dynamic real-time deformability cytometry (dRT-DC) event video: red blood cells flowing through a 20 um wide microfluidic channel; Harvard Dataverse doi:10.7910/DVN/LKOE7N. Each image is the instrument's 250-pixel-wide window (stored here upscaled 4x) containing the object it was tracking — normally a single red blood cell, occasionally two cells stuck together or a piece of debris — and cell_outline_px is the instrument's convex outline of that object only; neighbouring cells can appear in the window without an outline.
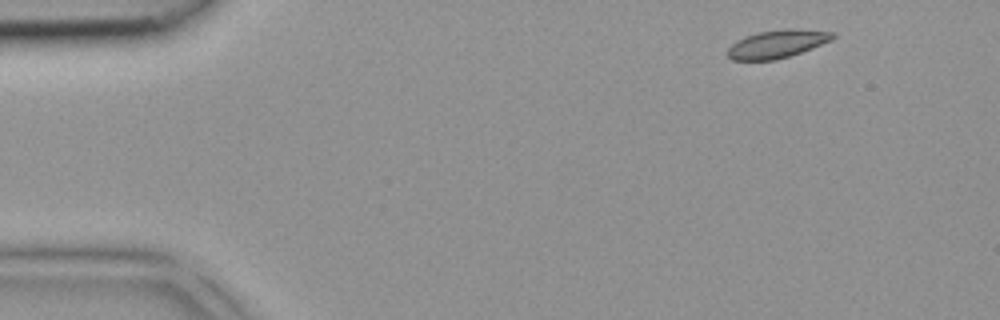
{"species": "common noctule bat (a hibernating species)", "species_latin": "Nyctalus noctula", "temperature_condition": "room temperature", "stored_images_in_passage": 2, "camera_frame_rate_fps": 3000, "um_per_image_px": 0.085, "animal": {"sex": "female", "body_mass_g": 18.4}, "frame": {"image": 1, "passage_image": 1, "time_ms": 0.0, "image_size_px": [1000, 320], "cell_outline_px": [[836, 36], [832, 40], [812, 48], [776, 60], [732, 60], [728, 56], [728, 48], [736, 40], [744, 36], [756, 32], [784, 28], [792, 28], [836, 32]], "centroid_in_image_um": [66.06, 3.71], "position_along_channel_um": 18.9, "area_um2": 17.34}}